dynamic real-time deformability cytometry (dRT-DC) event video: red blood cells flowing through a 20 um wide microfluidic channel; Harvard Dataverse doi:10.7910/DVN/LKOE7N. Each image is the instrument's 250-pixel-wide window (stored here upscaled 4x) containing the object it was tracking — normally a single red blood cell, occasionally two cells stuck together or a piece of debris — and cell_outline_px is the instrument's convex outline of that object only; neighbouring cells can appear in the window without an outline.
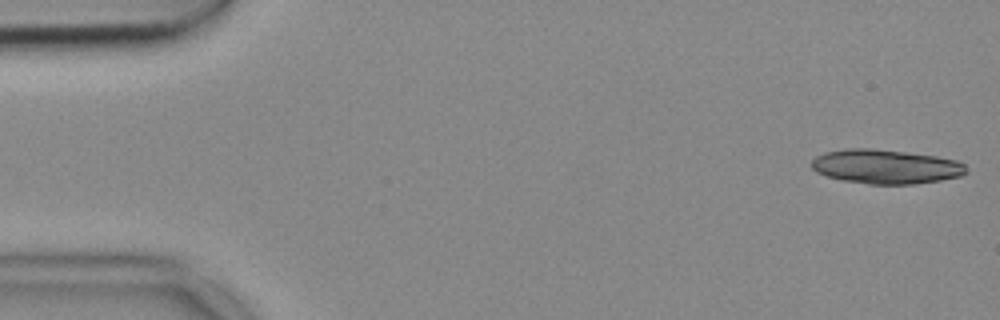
{"species": "common noctule bat (a hibernating species)", "species_latin": "Nyctalus noctula", "temperature_condition": "cold", "stored_images_in_passage": 19, "camera_frame_rate_fps": 3000, "um_per_image_px": 0.085, "animal": {"sex": "female", "body_mass_g": 18.4}, "frame": {"image": 1, "passage_image": 1, "time_ms": 0.0, "image_size_px": [1000, 320], "cell_outline_px": [[968, 172], [960, 176], [940, 180], [912, 184], [868, 184], [844, 180], [828, 176], [816, 172], [812, 168], [812, 160], [816, 156], [824, 152], [844, 148], [872, 148], [908, 152], [936, 156], [956, 160], [964, 164], [968, 168]], "centroid_in_image_um": [75.29, 14.15], "position_along_channel_um": 9.7, "area_um2": 30.98}}